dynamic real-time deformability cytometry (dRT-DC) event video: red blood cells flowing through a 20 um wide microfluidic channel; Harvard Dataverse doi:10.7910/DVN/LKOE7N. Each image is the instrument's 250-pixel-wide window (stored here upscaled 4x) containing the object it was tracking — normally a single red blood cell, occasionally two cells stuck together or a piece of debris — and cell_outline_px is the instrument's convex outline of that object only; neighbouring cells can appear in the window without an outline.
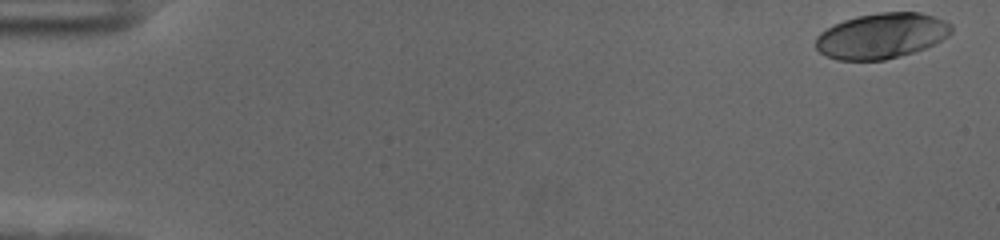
{"species": "human", "species_latin": "Homo sapiens", "temperature_condition": "cold", "stored_images_in_passage": 56, "camera_frame_rate_fps": 3000, "um_per_image_px": 0.085, "donor": {"sex": "female"}, "frame": {"image": 1, "passage_image": 1, "time_ms": 0.0, "image_size_px": [1000, 240], "cell_outline_px": [[952, 32], [948, 36], [924, 48], [900, 56], [884, 60], [836, 60], [824, 56], [816, 48], [816, 36], [820, 32], [844, 20], [856, 16], [880, 12], [920, 12], [944, 20], [952, 24]], "centroid_in_image_um": [74.91, 3.04], "position_along_channel_um": 10.1, "area_um2": 35.84}}
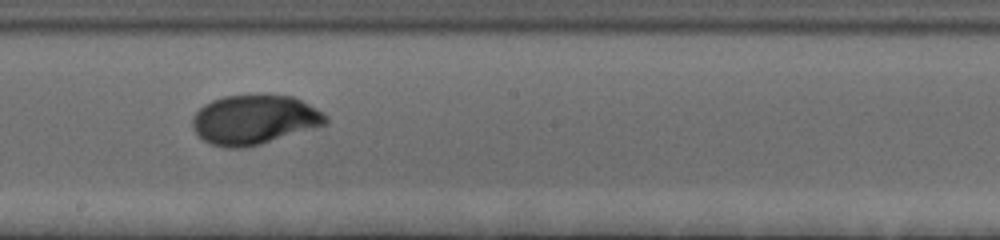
{"frame": {"image": 2, "passage_image": 32, "time_ms": 10.333, "image_size_px": [1000, 240], "cell_outline_px": [[328, 124], [260, 144], [244, 148], [224, 148], [212, 144], [204, 140], [192, 128], [192, 116], [204, 104], [212, 100], [224, 96], [292, 96], [324, 112], [328, 116]], "centroid_in_image_um": [21.62, 10.19], "position_along_channel_um": 226.6, "area_um2": 38.15}}
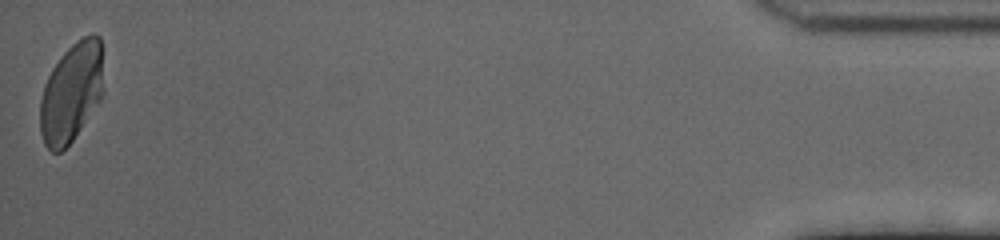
{"frame": {"image": 3, "passage_image": 56, "time_ms": 18.333, "image_size_px": [1000, 240], "cell_outline_px": [[104, 92], [100, 100], [72, 140], [60, 152], [52, 152], [44, 144], [40, 132], [40, 100], [44, 84], [52, 68], [60, 56], [76, 40], [92, 32], [100, 36]], "centroid_in_image_um": [6.07, 7.83], "position_along_channel_um": 429.1, "area_um2": 36.88}, "authors_computed_cell_mechanics": {"area_um2": 37.1365, "velocity_mm_per_s": 3.5938, "shape_relaxation_time_tau1_ms": 3.1953, "shape_relaxation_time_tau2_ms": null, "deformation_change_tau1": 0.1729, "deformation_change_tau2": null}}